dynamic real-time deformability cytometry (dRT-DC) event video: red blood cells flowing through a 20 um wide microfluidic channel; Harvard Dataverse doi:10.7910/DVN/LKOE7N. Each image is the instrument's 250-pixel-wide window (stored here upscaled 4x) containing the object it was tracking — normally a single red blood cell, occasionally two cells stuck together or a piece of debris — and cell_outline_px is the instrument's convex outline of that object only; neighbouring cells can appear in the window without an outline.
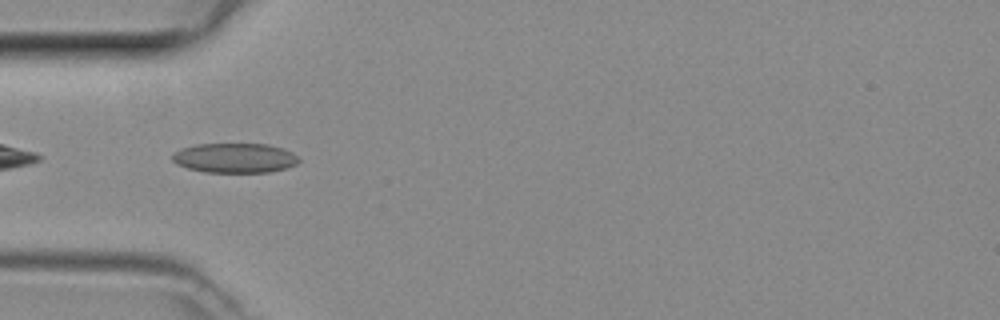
{"species": "common noctule bat (a hibernating species)", "species_latin": "Nyctalus noctula", "temperature_condition": "room temperature", "stored_images_in_passage": 31, "camera_frame_rate_fps": 3000, "um_per_image_px": 0.085, "animal": {"sex": "female", "body_mass_g": 29.2, "forearm_length_mm": 56.3}, "frame": {"image": 1, "passage_image": 1, "time_ms": 0.0, "image_size_px": [1000, 320], "cell_outline_px": [[300, 160], [296, 164], [288, 168], [268, 172], [204, 172], [188, 168], [176, 164], [172, 160], [172, 156], [176, 152], [184, 148], [196, 144], [268, 144], [292, 152]], "centroid_in_image_um": [19.97, 13.43], "position_along_channel_um": 65.0, "area_um2": 21.73}}
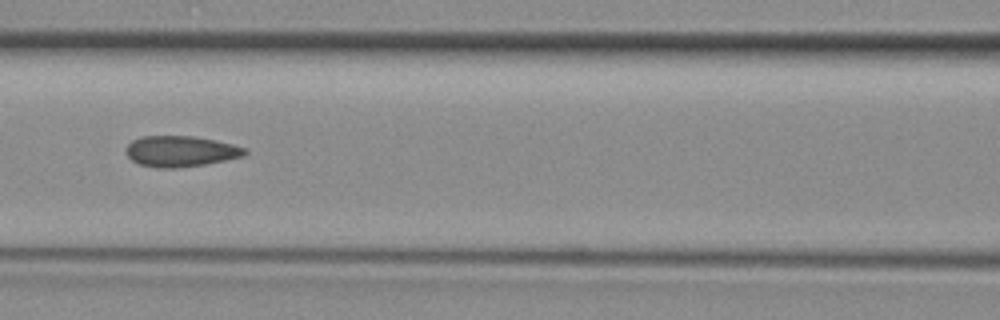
{"frame": {"image": 2, "passage_image": 7, "time_ms": 2.0, "image_size_px": [1000, 320], "cell_outline_px": [[248, 152], [244, 156], [204, 164], [176, 168], [156, 168], [140, 164], [132, 160], [124, 152], [124, 148], [132, 140], [140, 136], [192, 136], [216, 140], [232, 144], [244, 148]], "centroid_in_image_um": [15.3, 12.85], "position_along_channel_um": 151.3, "area_um2": 21.39}}
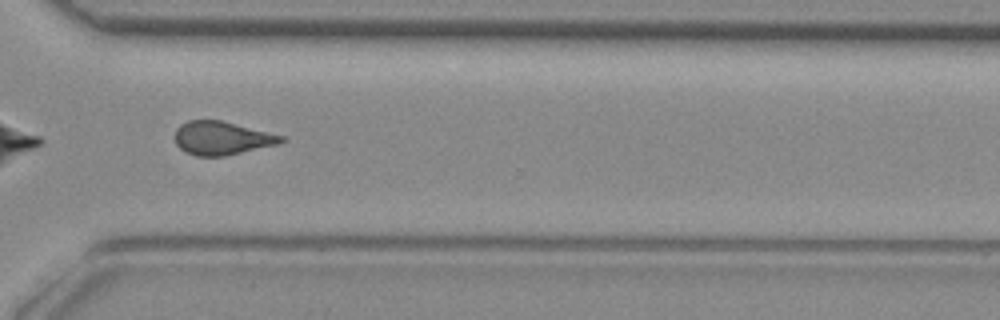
{"frame": {"image": 3, "passage_image": 21, "time_ms": 6.667, "image_size_px": [1000, 320], "cell_outline_px": [[288, 140], [280, 144], [224, 156], [196, 156], [184, 152], [176, 144], [176, 128], [180, 124], [188, 120], [220, 120], [284, 136]], "centroid_in_image_um": [18.87, 11.75], "position_along_channel_um": 351.7, "area_um2": 20.75}}